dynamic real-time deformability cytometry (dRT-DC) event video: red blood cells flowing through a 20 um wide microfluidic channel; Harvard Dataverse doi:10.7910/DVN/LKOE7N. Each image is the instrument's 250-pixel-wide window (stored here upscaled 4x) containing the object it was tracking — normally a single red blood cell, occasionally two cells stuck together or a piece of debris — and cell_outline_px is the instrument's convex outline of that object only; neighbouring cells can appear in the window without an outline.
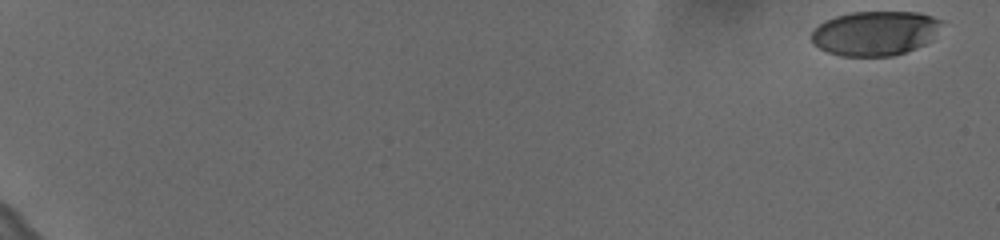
{"species": "human", "species_latin": "Homo sapiens", "temperature_condition": "cold", "stored_images_in_passage": 53, "camera_frame_rate_fps": 3000, "um_per_image_px": 0.085, "donor": {"sex": "female"}, "frame": {"image": 1, "passage_image": 1, "time_ms": 0.0, "image_size_px": [1000, 240], "cell_outline_px": [[944, 20], [932, 40], [916, 48], [892, 56], [840, 56], [828, 52], [812, 44], [812, 32], [820, 24], [836, 16], [852, 12], [920, 12]], "centroid_in_image_um": [74.41, 2.82], "position_along_channel_um": 10.6, "area_um2": 33.76}}
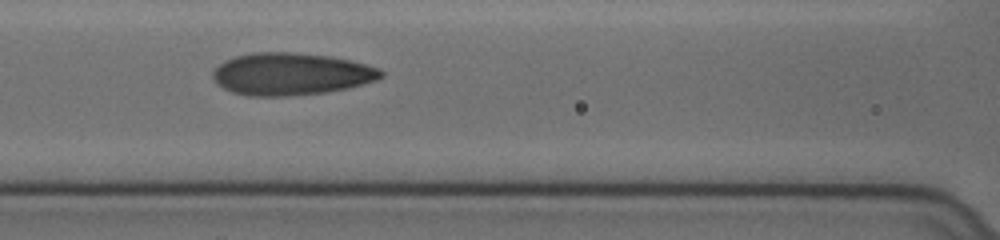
{"frame": {"image": 2, "passage_image": 30, "time_ms": 9.667, "image_size_px": [1000, 240], "cell_outline_px": [[384, 76], [376, 80], [348, 88], [324, 92], [288, 96], [248, 96], [232, 92], [224, 88], [212, 76], [212, 72], [224, 60], [236, 56], [252, 52], [296, 52], [328, 56], [348, 60], [380, 68], [384, 72]], "centroid_in_image_um": [24.74, 6.28], "position_along_channel_um": 141.9, "area_um2": 41.27}}
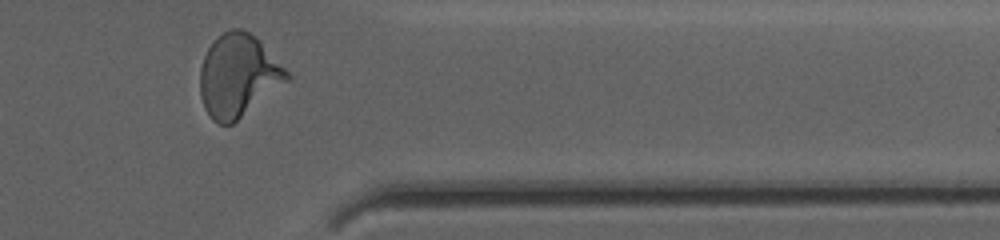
{"frame": {"image": 3, "passage_image": 51, "time_ms": 16.667, "image_size_px": [1000, 240], "cell_outline_px": [[292, 76], [288, 80], [232, 124], [220, 124], [212, 120], [204, 108], [200, 96], [200, 68], [204, 56], [208, 48], [216, 36], [232, 28], [240, 28], [248, 32], [260, 40]], "centroid_in_image_um": [20.22, 6.41], "position_along_channel_um": 391.2, "area_um2": 41.56}, "authors_computed_cell_mechanics": {"area_um2": 38.6682, "velocity_mm_per_s": 3.6341, "shape_relaxation_time_tau1_ms": 5.247, "shape_relaxation_time_tau2_ms": 1.0112, "deformation_change_tau1": 0.1958, "deformation_change_tau2": 0.0827}}